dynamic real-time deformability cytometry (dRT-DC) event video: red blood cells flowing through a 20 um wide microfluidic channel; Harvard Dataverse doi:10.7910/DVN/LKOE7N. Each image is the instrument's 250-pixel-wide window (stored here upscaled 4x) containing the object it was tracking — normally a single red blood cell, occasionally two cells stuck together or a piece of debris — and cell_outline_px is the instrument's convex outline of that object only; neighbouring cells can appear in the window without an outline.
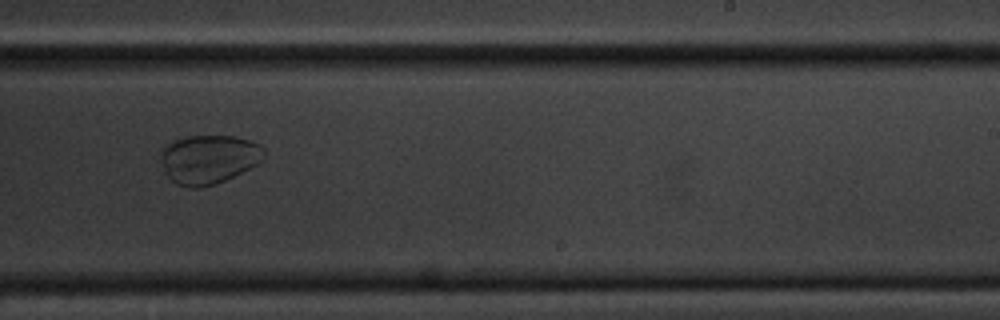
{"species": "common noctule bat (a hibernating species)", "species_latin": "Nyctalus noctula", "temperature_condition": "cold", "stored_images_in_passage": 43, "camera_frame_rate_fps": 3000, "um_per_image_px": 0.085, "animal": {"sex": "male", "body_mass_g": 20.1, "forearm_length_mm": 53.5}, "frame": {"image": 1, "passage_image": 21, "time_ms": 6.667, "image_size_px": [1000, 320], "cell_outline_px": [[264, 156], [256, 164], [216, 184], [200, 188], [188, 188], [176, 184], [168, 176], [164, 168], [160, 156], [160, 148], [164, 144], [172, 140], [188, 136], [232, 136], [248, 140], [260, 144], [264, 148]], "centroid_in_image_um": [17.68, 13.52], "position_along_channel_um": 271.3, "area_um2": 29.42}}
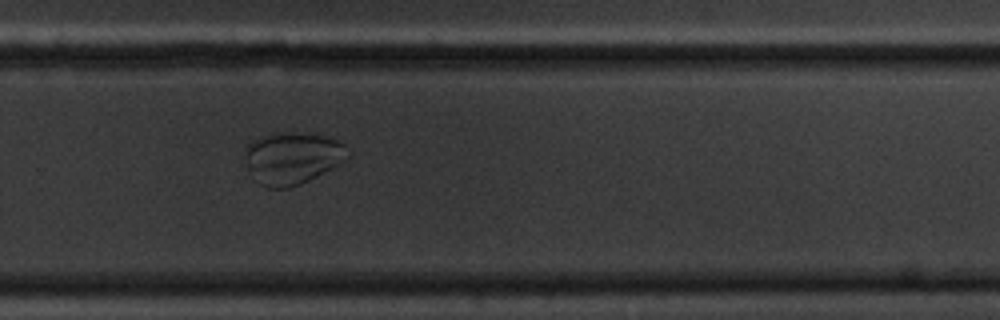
{"frame": {"image": 2, "passage_image": 24, "time_ms": 7.667, "image_size_px": [1000, 320], "cell_outline_px": [[352, 152], [340, 164], [300, 184], [288, 188], [268, 188], [260, 184], [248, 172], [244, 152], [244, 148], [252, 140], [260, 136], [272, 132], [288, 132], [324, 136], [336, 140], [344, 144]], "centroid_in_image_um": [24.81, 13.43], "position_along_channel_um": 305.0, "area_um2": 31.39}}